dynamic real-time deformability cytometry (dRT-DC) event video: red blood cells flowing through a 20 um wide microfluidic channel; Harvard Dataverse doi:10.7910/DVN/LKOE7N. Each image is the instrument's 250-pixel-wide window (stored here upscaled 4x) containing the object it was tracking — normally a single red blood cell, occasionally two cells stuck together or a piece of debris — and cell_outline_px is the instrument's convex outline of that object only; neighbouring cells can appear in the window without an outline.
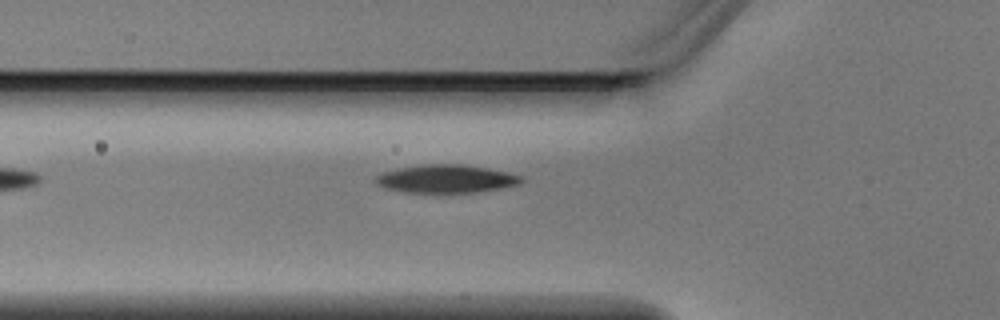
{"species": "Egyptian fruit bat (a non-hibernating species)", "species_latin": "Rousettus aegyptiacus", "temperature_condition": "warm", "stored_images_in_passage": 5, "camera_frame_rate_fps": 3000, "um_per_image_px": 0.085, "animal": {"sex": "male"}, "frame": {"image": 1, "passage_image": 5, "time_ms": 1.333, "image_size_px": [1000, 320], "cell_outline_px": [[524, 180], [520, 184], [500, 188], [476, 192], [404, 192], [384, 188], [376, 184], [372, 180], [376, 176], [384, 172], [400, 168], [428, 164], [460, 164], [488, 168], [524, 176]], "centroid_in_image_um": [37.92, 15.2], "position_along_channel_um": 87.9, "area_um2": 23.76}}